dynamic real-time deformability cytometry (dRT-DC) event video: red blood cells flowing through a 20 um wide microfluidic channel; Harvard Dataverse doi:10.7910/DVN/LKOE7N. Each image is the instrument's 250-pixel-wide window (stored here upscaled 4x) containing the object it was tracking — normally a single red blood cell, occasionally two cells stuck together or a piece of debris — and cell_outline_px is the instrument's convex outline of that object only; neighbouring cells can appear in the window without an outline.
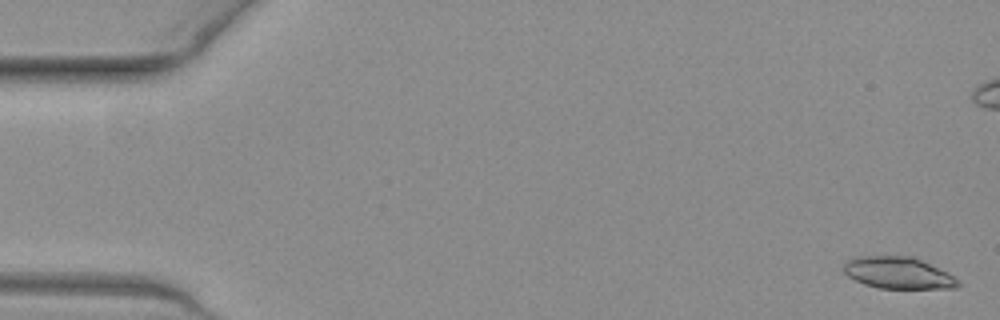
{"species": "common noctule bat (a hibernating species)", "species_latin": "Nyctalus noctula", "temperature_condition": "warm", "stored_images_in_passage": 10, "camera_frame_rate_fps": 3000, "um_per_image_px": 0.085, "animal": {"sex": "female", "body_mass_g": 19.3, "forearm_length_mm": 54.1}, "frame": {"image": 1, "passage_image": 2, "time_ms": 0.333, "image_size_px": [1000, 320], "cell_outline_px": [[960, 284], [956, 288], [876, 288], [864, 284], [848, 276], [844, 272], [844, 260], [856, 256], [912, 256], [948, 272], [960, 280]], "centroid_in_image_um": [76.34, 23.19], "position_along_channel_um": 8.7, "area_um2": 21.27}}